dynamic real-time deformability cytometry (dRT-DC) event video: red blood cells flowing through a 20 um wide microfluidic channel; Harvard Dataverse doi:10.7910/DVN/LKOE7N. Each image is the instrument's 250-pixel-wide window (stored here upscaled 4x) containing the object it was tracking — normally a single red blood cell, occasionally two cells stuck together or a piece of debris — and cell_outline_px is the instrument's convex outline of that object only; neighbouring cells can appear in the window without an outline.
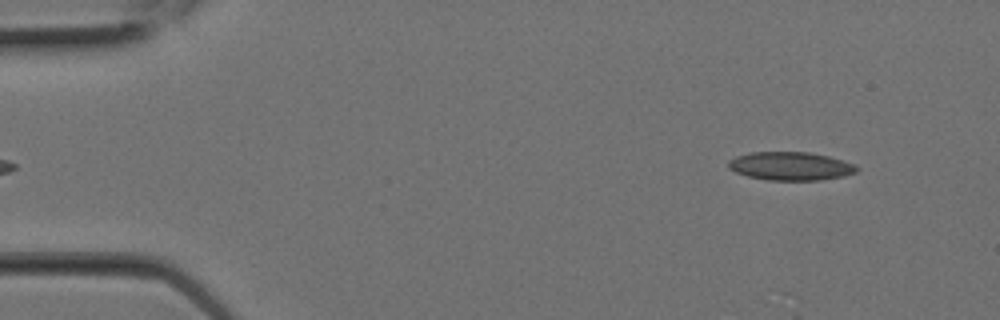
{"species": "Egyptian fruit bat (a non-hibernating species)", "species_latin": "Rousettus aegyptiacus", "temperature_condition": "room temperature", "stored_images_in_passage": 8, "camera_frame_rate_fps": 3000, "um_per_image_px": 0.085, "animal": {"sex": "female"}, "frame": {"image": 1, "passage_image": 1, "time_ms": 0.0, "image_size_px": [1000, 320], "cell_outline_px": [[860, 168], [856, 172], [844, 176], [820, 180], [768, 180], [748, 176], [736, 172], [728, 168], [728, 160], [736, 156], [752, 152], [808, 152], [828, 156], [856, 164]], "centroid_in_image_um": [67.21, 14.12], "position_along_channel_um": 17.8, "area_um2": 21.27}}
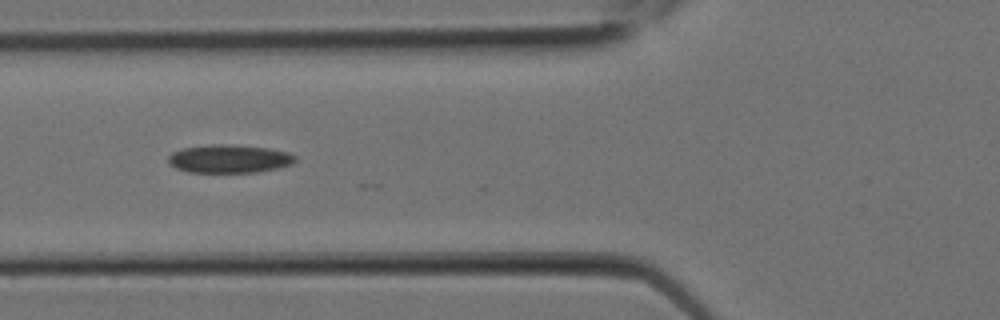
{"frame": {"image": 2, "passage_image": 7, "time_ms": 2.0, "image_size_px": [1000, 320], "cell_outline_px": [[296, 160], [292, 164], [276, 168], [256, 172], [188, 172], [176, 168], [168, 164], [168, 156], [172, 152], [184, 148], [212, 144], [228, 144], [268, 148], [288, 152], [296, 156]], "centroid_in_image_um": [19.47, 13.49], "position_along_channel_um": 106.3, "area_um2": 20.87}}
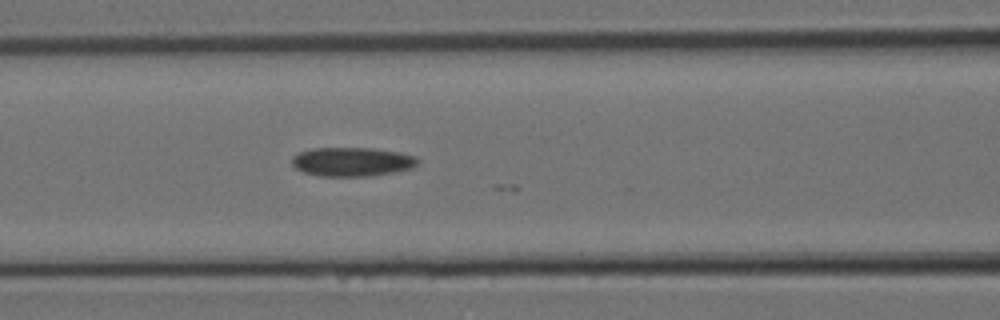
{"frame": {"image": 3, "passage_image": 8, "time_ms": 2.333, "image_size_px": [1000, 320], "cell_outline_px": [[420, 160], [412, 168], [392, 172], [368, 176], [320, 176], [304, 172], [296, 168], [292, 164], [292, 156], [300, 152], [312, 148], [372, 148], [400, 152], [416, 156]], "centroid_in_image_um": [29.93, 13.74], "position_along_channel_um": 136.7, "area_um2": 21.21}}